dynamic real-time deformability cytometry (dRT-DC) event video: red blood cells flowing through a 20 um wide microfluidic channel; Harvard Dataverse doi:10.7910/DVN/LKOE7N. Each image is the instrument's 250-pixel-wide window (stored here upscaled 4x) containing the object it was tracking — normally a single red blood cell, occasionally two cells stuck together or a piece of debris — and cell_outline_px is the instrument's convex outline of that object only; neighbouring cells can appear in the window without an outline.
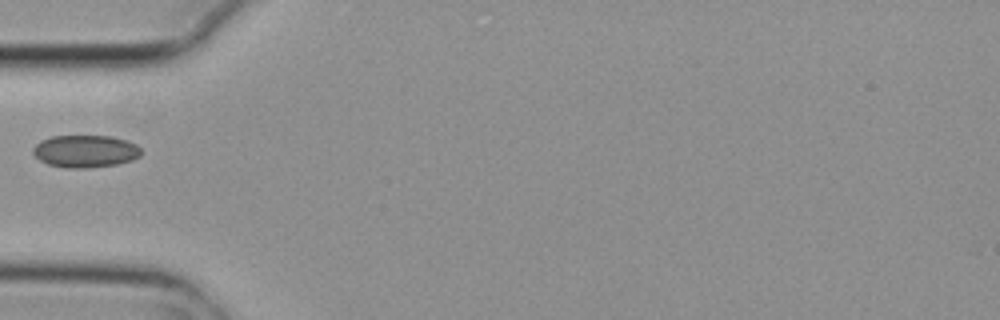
{"species": "common noctule bat (a hibernating species)", "species_latin": "Nyctalus noctula", "temperature_condition": "cold", "stored_images_in_passage": 1, "camera_frame_rate_fps": 3000, "um_per_image_px": 0.085, "animal": {"sex": "female", "body_mass_g": 29.2, "forearm_length_mm": 56.3}, "frame": {"image": 1, "passage_image": 1, "time_ms": 0.0, "image_size_px": [1000, 320], "cell_outline_px": [[144, 152], [140, 156], [132, 160], [116, 164], [88, 168], [68, 168], [48, 164], [40, 160], [32, 152], [32, 148], [40, 140], [52, 136], [112, 136], [128, 140], [136, 144]], "centroid_in_image_um": [7.28, 12.85], "position_along_channel_um": 77.7, "area_um2": 20.58}}